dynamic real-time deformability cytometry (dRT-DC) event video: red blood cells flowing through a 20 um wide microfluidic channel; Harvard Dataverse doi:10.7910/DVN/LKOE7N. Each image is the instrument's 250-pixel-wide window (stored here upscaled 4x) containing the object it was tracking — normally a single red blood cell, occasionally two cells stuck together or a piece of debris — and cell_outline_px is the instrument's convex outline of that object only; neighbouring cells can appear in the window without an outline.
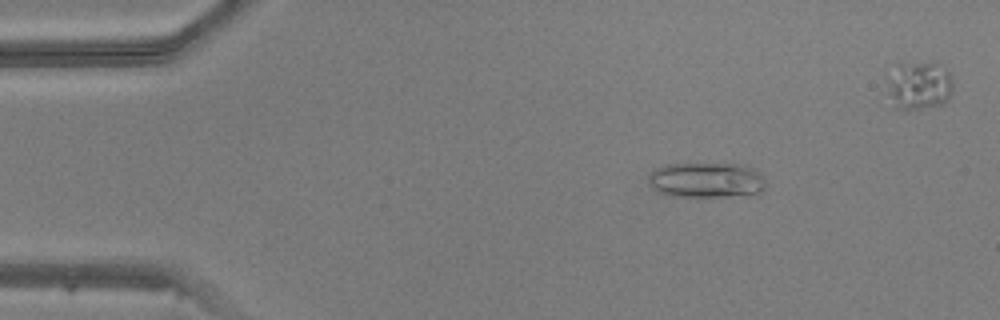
{"species": "common noctule bat (a hibernating species)", "species_latin": "Nyctalus noctula", "temperature_condition": "warm", "stored_images_in_passage": 44, "segment_of_instrument_passage": [1, 2], "camera_frame_rate_fps": 3000, "um_per_image_px": 0.085, "animal": {"sex": "male", "body_mass_g": 20.5, "forearm_length_mm": 52.5}, "frame": {"image": 1, "passage_image": 7, "time_ms": 2.0, "image_size_px": [1000, 320], "cell_outline_px": [[768, 184], [760, 192], [724, 196], [668, 196], [656, 192], [652, 188], [648, 180], [648, 176], [656, 168], [668, 164], [748, 164], [760, 172]], "centroid_in_image_um": [60.05, 15.29], "position_along_channel_um": 24.9, "area_um2": 24.28}}
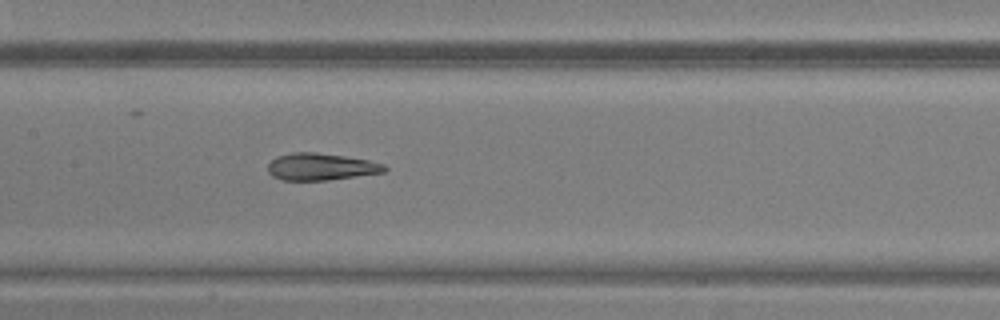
{"frame": {"image": 2, "passage_image": 23, "time_ms": 7.333, "image_size_px": [1000, 320], "cell_outline_px": [[388, 168], [384, 172], [328, 180], [284, 180], [272, 176], [268, 172], [268, 164], [276, 156], [292, 152], [316, 152], [344, 156], [368, 160], [384, 164]], "centroid_in_image_um": [27.26, 14.17], "position_along_channel_um": 180.1, "area_um2": 18.32}}
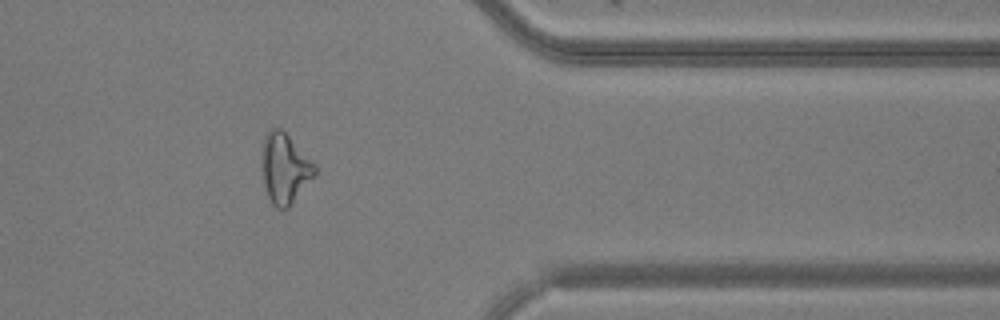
{"frame": {"image": 3, "passage_image": 39, "time_ms": 12.667, "image_size_px": [1000, 320], "cell_outline_px": [[316, 172], [288, 208], [276, 208], [272, 204], [268, 196], [264, 184], [260, 168], [260, 156], [264, 136], [268, 128], [280, 128], [316, 164]], "centroid_in_image_um": [24.14, 14.28], "position_along_channel_um": 387.3, "area_um2": 21.68}}